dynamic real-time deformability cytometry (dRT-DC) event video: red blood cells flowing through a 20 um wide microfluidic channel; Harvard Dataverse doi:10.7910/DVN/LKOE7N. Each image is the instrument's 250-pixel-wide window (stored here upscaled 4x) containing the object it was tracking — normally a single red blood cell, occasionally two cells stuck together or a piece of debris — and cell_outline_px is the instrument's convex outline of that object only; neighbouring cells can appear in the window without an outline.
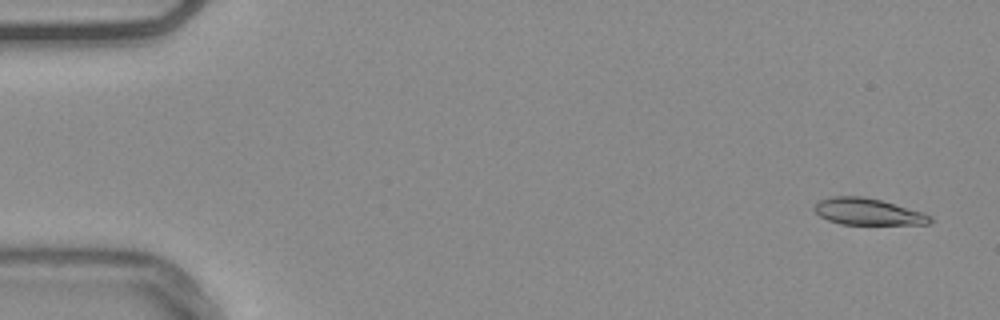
{"species": "common noctule bat (a hibernating species)", "species_latin": "Nyctalus noctula", "temperature_condition": "warm", "stored_images_in_passage": 54, "camera_frame_rate_fps": 3000, "um_per_image_px": 0.085, "animal": {"sex": "male", "body_mass_g": 20.4}, "frame": {"image": 1, "passage_image": 2, "time_ms": 0.333, "image_size_px": [1000, 320], "cell_outline_px": [[932, 224], [840, 224], [828, 220], [820, 216], [812, 208], [820, 200], [832, 196], [864, 196], [880, 200], [924, 212], [932, 216]], "centroid_in_image_um": [73.78, 17.99], "position_along_channel_um": 11.2, "area_um2": 17.98}}
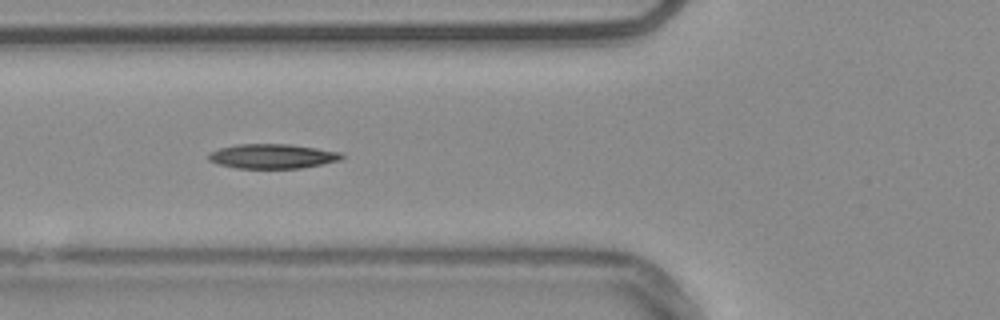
{"frame": {"image": 2, "passage_image": 20, "time_ms": 6.333, "image_size_px": [1000, 320], "cell_outline_px": [[344, 156], [340, 160], [300, 168], [236, 168], [220, 164], [208, 160], [208, 152], [220, 148], [240, 144], [288, 144], [316, 148], [340, 152]], "centroid_in_image_um": [23.13, 13.28], "position_along_channel_um": 102.7, "area_um2": 18.84}}
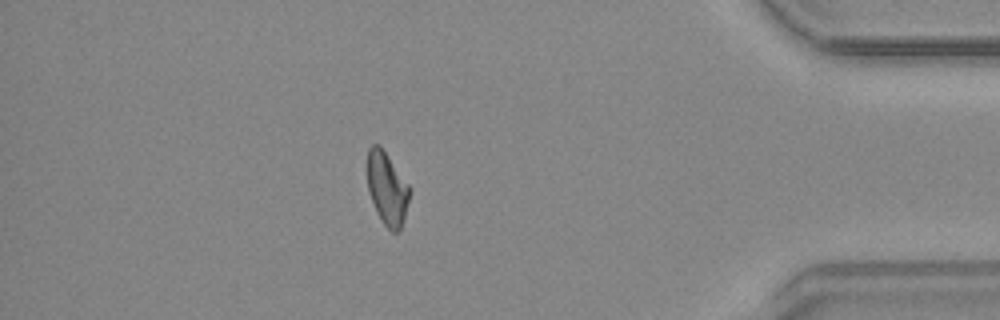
{"frame": {"image": 3, "passage_image": 47, "time_ms": 15.333, "image_size_px": [1000, 320], "cell_outline_px": [[408, 200], [400, 232], [392, 232], [380, 220], [376, 212], [368, 192], [368, 148], [372, 144], [380, 144], [408, 184]], "centroid_in_image_um": [32.87, 16.02], "position_along_channel_um": 402.3, "area_um2": 17.69}, "authors_computed_cell_mechanics": {"area_um2": 18.6405, "velocity_mm_per_s": 3.7631, "shape_relaxation_time_tau1_ms": 8.4511, "shape_relaxation_time_tau2_ms": null, "deformation_change_tau1": 0.1769, "deformation_change_tau2": null}}